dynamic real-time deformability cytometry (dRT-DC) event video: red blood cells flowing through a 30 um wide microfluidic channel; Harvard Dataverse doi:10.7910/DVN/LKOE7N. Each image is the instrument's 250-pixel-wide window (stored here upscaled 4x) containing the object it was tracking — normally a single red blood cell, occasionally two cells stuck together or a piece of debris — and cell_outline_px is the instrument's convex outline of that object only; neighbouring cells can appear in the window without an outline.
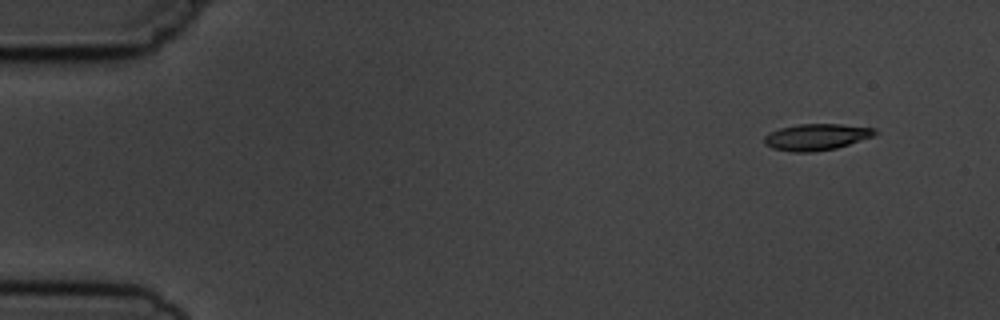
{"species": "common noctule bat (a hibernating species)", "species_latin": "Nyctalus noctula", "temperature_condition": "cold", "stored_images_in_passage": 4, "camera_frame_rate_fps": 3000, "um_per_image_px": 0.085, "animal": {"sex": "male", "body_mass_g": 19.5, "forearm_length_mm": 54.6}, "frame": {"image": 1, "passage_image": 1, "time_ms": 0.0, "image_size_px": [1000, 320], "cell_outline_px": [[880, 132], [872, 136], [836, 148], [812, 152], [792, 152], [772, 148], [764, 144], [764, 136], [780, 128], [796, 124], [840, 124], [876, 128]], "centroid_in_image_um": [69.39, 11.64], "position_along_channel_um": 15.6, "area_um2": 16.99}}
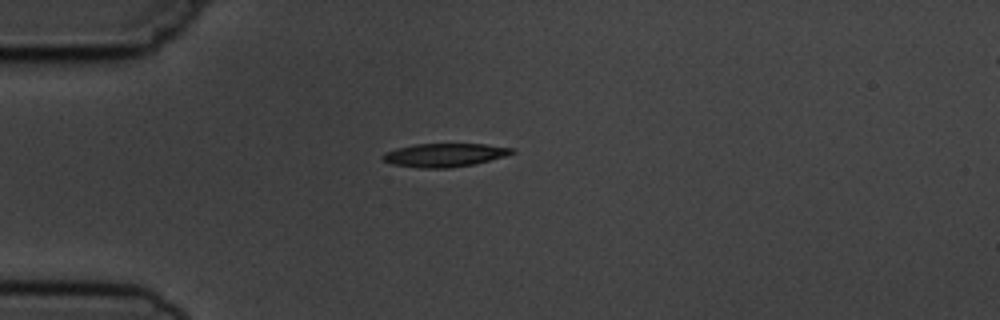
{"frame": {"image": 2, "passage_image": 4, "time_ms": 3.333, "image_size_px": [1000, 320], "cell_outline_px": [[516, 152], [504, 156], [472, 164], [448, 168], [420, 168], [392, 164], [384, 160], [380, 156], [384, 152], [396, 148], [416, 144], [484, 144], [516, 148]], "centroid_in_image_um": [37.77, 13.17], "position_along_channel_um": 47.2, "area_um2": 17.57}}